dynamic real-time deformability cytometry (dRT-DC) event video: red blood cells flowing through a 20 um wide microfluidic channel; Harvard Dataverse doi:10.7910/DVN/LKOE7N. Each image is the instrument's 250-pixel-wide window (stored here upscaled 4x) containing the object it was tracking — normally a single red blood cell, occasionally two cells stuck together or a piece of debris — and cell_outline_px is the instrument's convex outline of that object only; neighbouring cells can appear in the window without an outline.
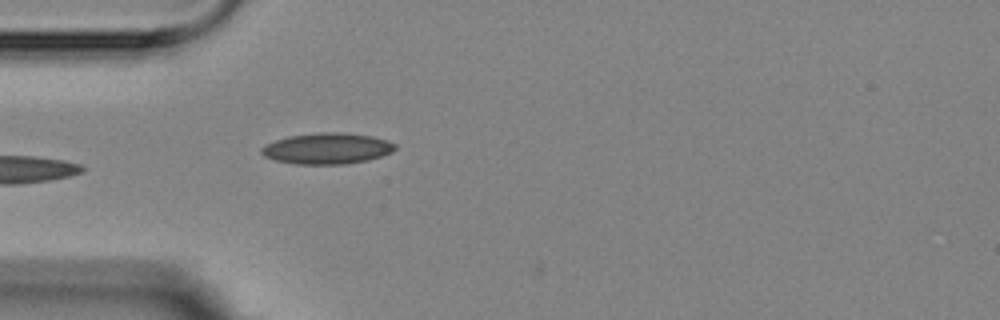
{"species": "Egyptian fruit bat (a non-hibernating species)", "species_latin": "Rousettus aegyptiacus", "temperature_condition": "room temperature", "stored_images_in_passage": 5, "camera_frame_rate_fps": 3000, "um_per_image_px": 0.085, "animal": {"sex": "female"}, "frame": {"image": 1, "passage_image": 5, "time_ms": 4.333, "image_size_px": [1000, 320], "cell_outline_px": [[396, 148], [392, 152], [368, 160], [344, 164], [296, 164], [276, 160], [264, 156], [260, 152], [260, 148], [276, 140], [288, 136], [320, 132], [340, 132], [372, 136], [388, 140], [396, 144]], "centroid_in_image_um": [27.82, 12.62], "position_along_channel_um": 57.2, "area_um2": 24.1}}